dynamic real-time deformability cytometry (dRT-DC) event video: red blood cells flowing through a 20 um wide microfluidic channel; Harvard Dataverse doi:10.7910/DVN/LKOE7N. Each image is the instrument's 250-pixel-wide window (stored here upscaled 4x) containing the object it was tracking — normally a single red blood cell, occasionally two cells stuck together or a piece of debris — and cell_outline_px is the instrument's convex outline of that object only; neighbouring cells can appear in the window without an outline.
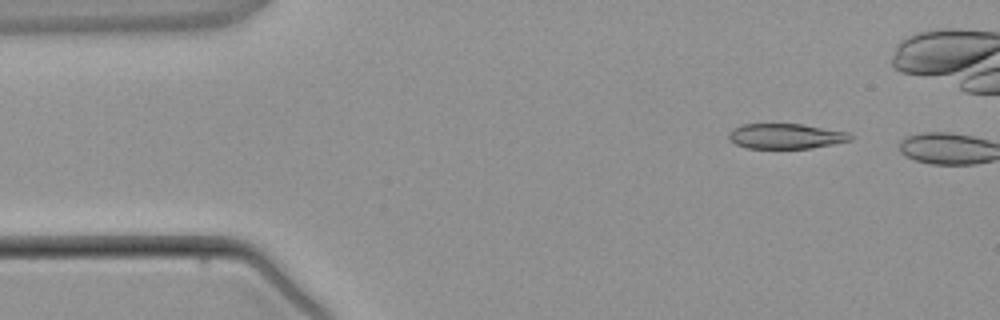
{"species": "common noctule bat (a hibernating species)", "species_latin": "Nyctalus noctula", "temperature_condition": "warm", "stored_images_in_passage": 2, "camera_frame_rate_fps": 3000, "um_per_image_px": 0.085, "animal": {"sex": "male", "body_mass_g": 21.5, "forearm_length_mm": 52.0}, "frame": {"image": 1, "passage_image": 1, "time_ms": 0.0, "image_size_px": [1000, 320], "cell_outline_px": [[852, 140], [812, 148], [748, 148], [736, 144], [728, 140], [728, 132], [732, 128], [740, 124], [800, 124], [848, 132], [852, 136]], "centroid_in_image_um": [66.74, 11.57], "position_along_channel_um": 18.3, "area_um2": 17.86}}